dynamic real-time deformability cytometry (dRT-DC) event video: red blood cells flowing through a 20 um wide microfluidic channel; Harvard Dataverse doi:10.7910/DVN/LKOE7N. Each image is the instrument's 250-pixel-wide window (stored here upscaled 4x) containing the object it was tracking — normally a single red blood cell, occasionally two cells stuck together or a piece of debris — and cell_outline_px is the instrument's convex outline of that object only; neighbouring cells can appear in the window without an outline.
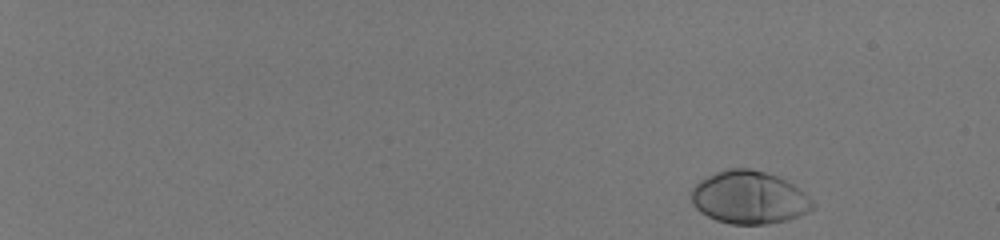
{"species": "human", "species_latin": "Homo sapiens", "temperature_condition": "room temperature", "stored_images_in_passage": 50, "camera_frame_rate_fps": 3000, "um_per_image_px": 0.085, "donor": {"sex": "male"}, "frame": {"image": 1, "passage_image": 1, "time_ms": 0.0, "image_size_px": [1000, 240], "cell_outline_px": [[816, 204], [808, 212], [800, 216], [788, 220], [768, 224], [732, 224], [716, 220], [700, 212], [692, 204], [692, 188], [700, 180], [716, 172], [728, 168], [748, 168], [764, 172], [776, 176], [792, 184], [804, 192]], "centroid_in_image_um": [63.68, 16.8], "position_along_channel_um": 21.3, "area_um2": 37.28}}
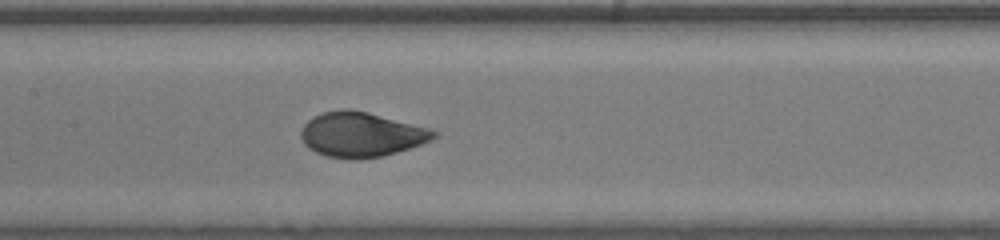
{"frame": {"image": 2, "passage_image": 28, "time_ms": 9.0, "image_size_px": [1000, 240], "cell_outline_px": [[440, 132], [432, 140], [396, 152], [380, 156], [360, 160], [348, 160], [324, 156], [308, 148], [304, 144], [300, 136], [300, 132], [304, 124], [308, 120], [324, 112], [340, 108], [348, 108], [368, 112], [428, 128]], "centroid_in_image_um": [30.67, 11.44], "position_along_channel_um": 176.7, "area_um2": 34.8}}
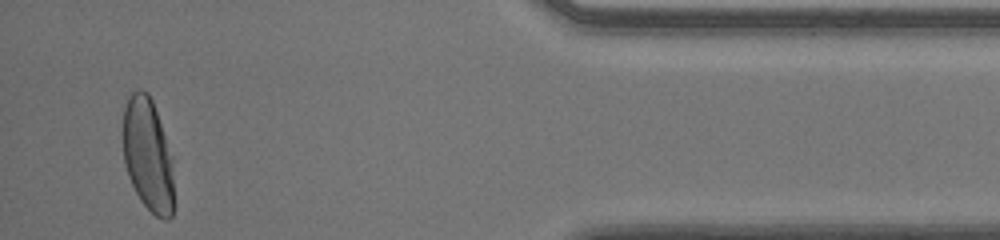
{"frame": {"image": 3, "passage_image": 49, "time_ms": 16.0, "image_size_px": [1000, 240], "cell_outline_px": [[172, 216], [168, 220], [164, 220], [156, 216], [140, 200], [128, 176], [124, 164], [124, 108], [128, 96], [132, 92], [140, 88], [148, 92], [152, 100], [172, 156]], "centroid_in_image_um": [12.56, 13.15], "position_along_channel_um": 422.6, "area_um2": 33.18}, "authors_computed_cell_mechanics": {"area_um2": 34.9401, "velocity_mm_per_s": 4.0582, "shape_relaxation_time_tau1_ms": 3.0381, "shape_relaxation_time_tau2_ms": null, "deformation_change_tau1": 0.1816, "deformation_change_tau2": null}}